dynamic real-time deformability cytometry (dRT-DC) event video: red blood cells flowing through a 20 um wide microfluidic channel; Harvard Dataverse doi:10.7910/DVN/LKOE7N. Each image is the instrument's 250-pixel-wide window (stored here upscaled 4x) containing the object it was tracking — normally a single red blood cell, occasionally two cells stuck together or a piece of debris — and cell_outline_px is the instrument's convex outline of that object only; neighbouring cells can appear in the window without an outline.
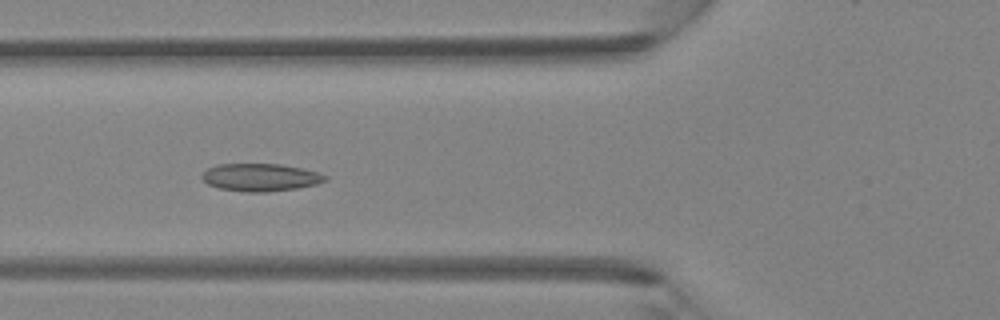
{"species": "Egyptian fruit bat (a non-hibernating species)", "species_latin": "Rousettus aegyptiacus", "temperature_condition": "room temperature", "stored_images_in_passage": 5, "camera_frame_rate_fps": 3000, "um_per_image_px": 0.085, "animal": {"sex": "female"}, "frame": {"image": 1, "passage_image": 5, "time_ms": 1.333, "image_size_px": [1000, 320], "cell_outline_px": [[328, 180], [316, 184], [296, 188], [268, 192], [244, 192], [220, 188], [208, 184], [200, 176], [208, 168], [216, 164], [280, 164], [304, 168], [320, 172], [328, 176]], "centroid_in_image_um": [22.18, 15.07], "position_along_channel_um": 103.6, "area_um2": 20.0}}